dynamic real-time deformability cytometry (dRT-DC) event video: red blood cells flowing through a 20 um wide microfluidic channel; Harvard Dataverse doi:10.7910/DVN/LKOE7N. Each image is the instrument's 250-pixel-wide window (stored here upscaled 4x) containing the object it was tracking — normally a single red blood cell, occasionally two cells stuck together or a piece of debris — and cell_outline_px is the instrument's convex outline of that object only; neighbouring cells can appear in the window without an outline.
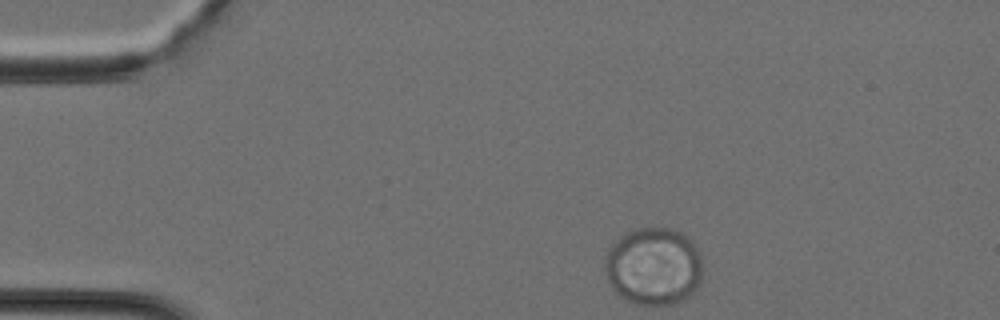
{"species": "Egyptian fruit bat (a non-hibernating species)", "species_latin": "Rousettus aegyptiacus", "temperature_condition": "cold", "stored_images_in_passage": 33, "camera_frame_rate_fps": 3000, "um_per_image_px": 0.085, "animal": {"sex": "female"}, "frame": {"image": 1, "passage_image": 1, "time_ms": 0.0, "image_size_px": [1000, 320], "cell_outline_px": [[704, 268], [700, 284], [692, 296], [684, 300], [672, 304], [636, 304], [620, 296], [612, 288], [608, 280], [604, 268], [608, 252], [612, 244], [628, 232], [636, 228], [672, 228], [688, 236], [692, 240], [700, 252]], "centroid_in_image_um": [55.63, 22.64], "position_along_channel_um": 29.4, "area_um2": 44.68}}
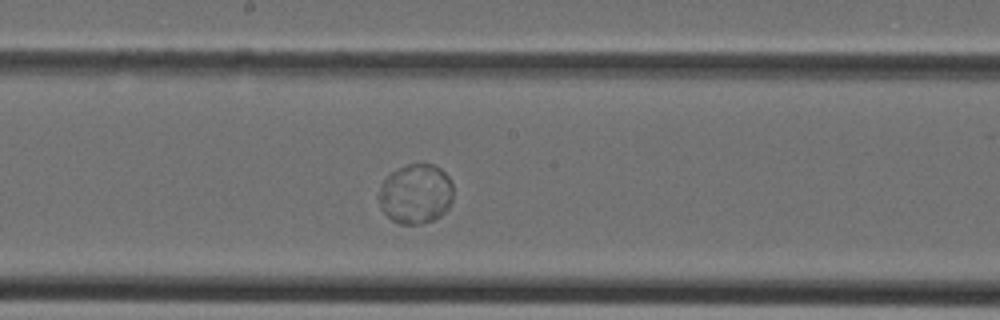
{"frame": {"image": 2, "passage_image": 15, "time_ms": 4.667, "image_size_px": [1000, 320], "cell_outline_px": [[452, 200], [448, 208], [440, 216], [432, 220], [420, 224], [400, 224], [392, 220], [380, 208], [380, 184], [392, 172], [408, 164], [432, 164], [440, 168], [448, 176], [452, 184]], "centroid_in_image_um": [35.34, 16.49], "position_along_channel_um": 212.9, "area_um2": 25.72}}
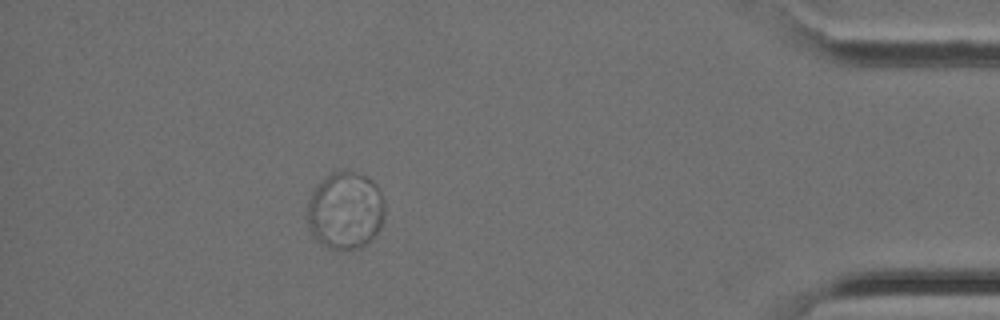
{"frame": {"image": 3, "passage_image": 29, "time_ms": 9.333, "image_size_px": [1000, 320], "cell_outline_px": [[384, 220], [380, 228], [364, 244], [356, 248], [336, 252], [320, 244], [312, 236], [308, 228], [308, 200], [312, 192], [324, 176], [336, 168], [344, 168], [356, 172], [372, 180], [376, 184], [384, 200]], "centroid_in_image_um": [29.32, 17.87], "position_along_channel_um": 405.9, "area_um2": 35.66}}